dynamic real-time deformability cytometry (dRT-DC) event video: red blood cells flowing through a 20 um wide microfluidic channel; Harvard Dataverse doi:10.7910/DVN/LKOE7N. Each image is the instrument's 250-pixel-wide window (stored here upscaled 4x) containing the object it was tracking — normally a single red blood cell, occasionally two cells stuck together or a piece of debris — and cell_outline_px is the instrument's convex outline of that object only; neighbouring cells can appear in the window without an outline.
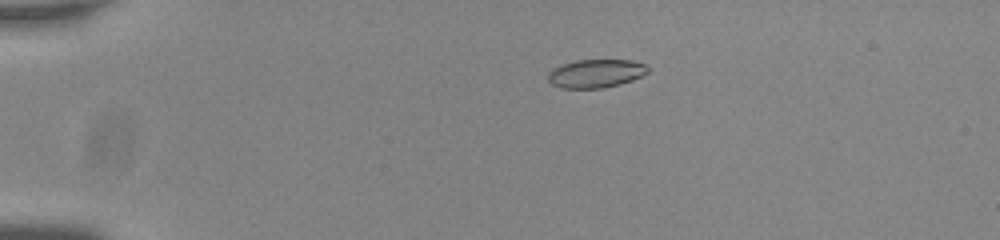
{"species": "common noctule bat (a hibernating species)", "species_latin": "Nyctalus noctula", "temperature_condition": "room temperature", "stored_images_in_passage": 35, "camera_frame_rate_fps": 3000, "um_per_image_px": 0.085, "animal": {"sex": "male", "body_mass_g": 20.0, "forearm_length_mm": 53.3}, "frame": {"image": 1, "passage_image": 1, "time_ms": 0.0, "image_size_px": [1000, 240], "cell_outline_px": [[648, 72], [632, 80], [604, 88], [560, 88], [552, 84], [548, 80], [548, 72], [552, 68], [576, 60], [632, 60], [644, 64], [648, 68]], "centroid_in_image_um": [50.62, 6.24], "position_along_channel_um": 34.4, "area_um2": 16.42}}
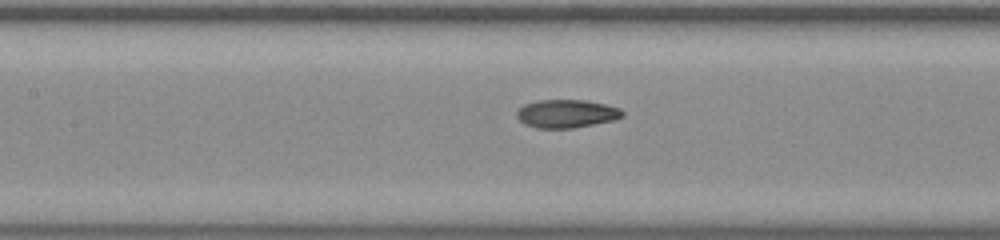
{"frame": {"image": 2, "passage_image": 16, "time_ms": 5.0, "image_size_px": [1000, 240], "cell_outline_px": [[624, 116], [616, 120], [572, 128], [536, 128], [524, 124], [516, 116], [516, 112], [524, 104], [536, 100], [588, 100], [608, 104], [620, 108], [624, 112]], "centroid_in_image_um": [48.19, 9.65], "position_along_channel_um": 159.2, "area_um2": 17.63}}
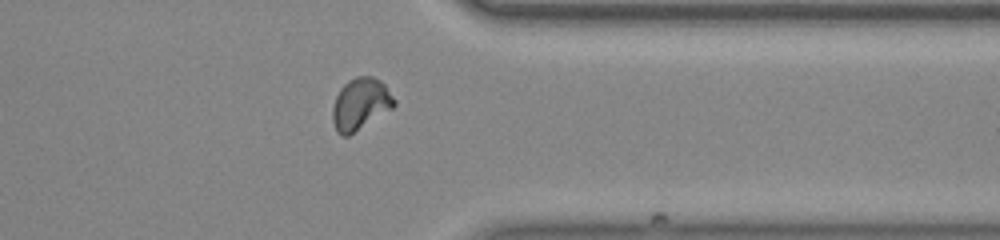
{"frame": {"image": 3, "passage_image": 34, "time_ms": 11.0, "image_size_px": [1000, 240], "cell_outline_px": [[396, 104], [392, 108], [348, 136], [344, 136], [336, 132], [332, 120], [332, 108], [336, 96], [340, 88], [348, 80], [356, 76], [372, 76], [380, 80], [384, 84], [396, 100]], "centroid_in_image_um": [30.62, 8.83], "position_along_channel_um": 380.8, "area_um2": 18.55}}